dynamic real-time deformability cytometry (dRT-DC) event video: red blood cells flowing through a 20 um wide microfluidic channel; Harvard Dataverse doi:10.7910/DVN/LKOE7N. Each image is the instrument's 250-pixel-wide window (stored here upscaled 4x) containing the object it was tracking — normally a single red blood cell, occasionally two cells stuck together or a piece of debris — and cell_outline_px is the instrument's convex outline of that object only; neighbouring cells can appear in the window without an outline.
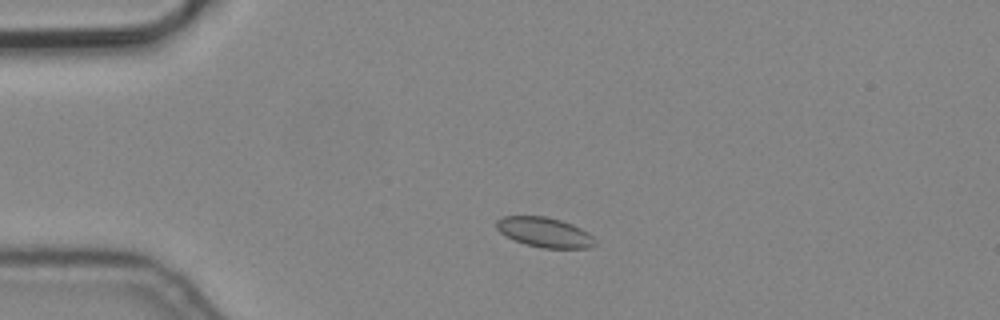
{"species": "common noctule bat (a hibernating species)", "species_latin": "Nyctalus noctula", "temperature_condition": "cold", "stored_images_in_passage": 3, "camera_frame_rate_fps": 3000, "um_per_image_px": 0.085, "animal": {"sex": "male", "body_mass_g": 19.2, "forearm_length_mm": 51.8}, "frame": {"image": 1, "passage_image": 2, "time_ms": 0.333, "image_size_px": [1000, 320], "cell_outline_px": [[596, 244], [588, 248], [540, 248], [524, 244], [500, 232], [496, 228], [496, 220], [504, 216], [544, 216], [560, 220], [572, 224], [588, 232], [596, 240]], "centroid_in_image_um": [46.3, 19.75], "position_along_channel_um": 38.7, "area_um2": 17.11}}